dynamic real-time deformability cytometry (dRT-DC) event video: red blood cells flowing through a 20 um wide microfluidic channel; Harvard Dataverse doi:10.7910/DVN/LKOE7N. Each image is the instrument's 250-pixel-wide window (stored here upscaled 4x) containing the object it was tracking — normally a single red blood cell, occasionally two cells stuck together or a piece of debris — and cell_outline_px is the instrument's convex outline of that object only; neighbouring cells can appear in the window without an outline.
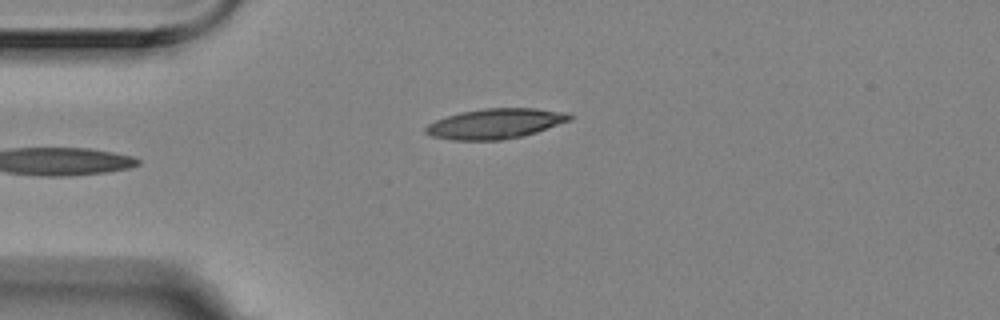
{"species": "Egyptian fruit bat (a non-hibernating species)", "species_latin": "Rousettus aegyptiacus", "temperature_condition": "room temperature", "stored_images_in_passage": 4, "camera_frame_rate_fps": 3000, "um_per_image_px": 0.085, "animal": {"sex": "female"}, "frame": {"image": 1, "passage_image": 4, "time_ms": 1.0, "image_size_px": [1000, 320], "cell_outline_px": [[576, 116], [572, 120], [536, 132], [520, 136], [500, 140], [452, 140], [432, 136], [424, 132], [424, 128], [428, 124], [436, 120], [460, 112], [484, 108], [536, 108], [568, 112]], "centroid_in_image_um": [42.14, 10.5], "position_along_channel_um": 42.9, "area_um2": 25.37}}